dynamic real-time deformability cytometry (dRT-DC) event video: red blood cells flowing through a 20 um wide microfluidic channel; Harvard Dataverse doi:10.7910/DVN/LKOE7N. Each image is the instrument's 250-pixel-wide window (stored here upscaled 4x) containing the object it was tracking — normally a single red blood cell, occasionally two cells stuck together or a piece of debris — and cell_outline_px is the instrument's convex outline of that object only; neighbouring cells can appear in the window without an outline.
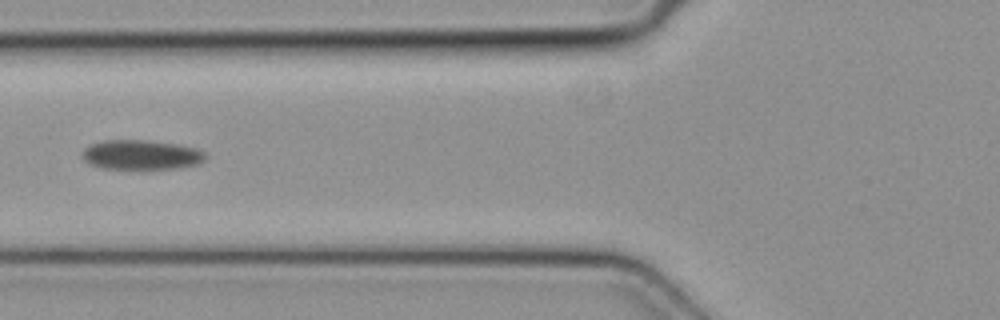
{"species": "common noctule bat (a hibernating species)", "species_latin": "Nyctalus noctula", "temperature_condition": "cold", "stored_images_in_passage": 4, "camera_frame_rate_fps": 3000, "um_per_image_px": 0.085, "animal": {"sex": "female", "body_mass_g": 19.3, "forearm_length_mm": 54.1}, "frame": {"image": 1, "passage_image": 3, "time_ms": 0.667, "image_size_px": [1000, 320], "cell_outline_px": [[208, 156], [200, 164], [176, 168], [104, 168], [88, 164], [84, 160], [84, 148], [88, 144], [104, 140], [148, 140], [176, 144], [196, 148], [204, 152]], "centroid_in_image_um": [12.02, 13.14], "position_along_channel_um": 113.8, "area_um2": 21.21}}
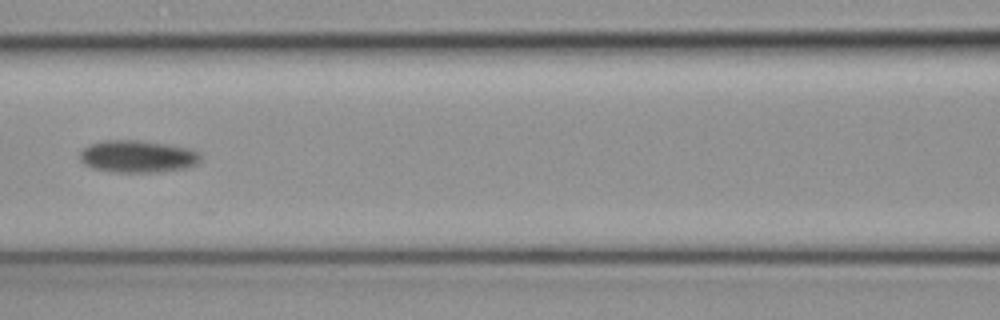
{"frame": {"image": 2, "passage_image": 4, "time_ms": 1.0, "image_size_px": [1000, 320], "cell_outline_px": [[200, 164], [192, 168], [160, 172], [112, 172], [92, 168], [84, 164], [80, 160], [80, 152], [88, 144], [104, 140], [140, 140], [168, 144], [192, 148], [200, 152]], "centroid_in_image_um": [11.76, 13.3], "position_along_channel_um": 154.8, "area_um2": 23.29}}